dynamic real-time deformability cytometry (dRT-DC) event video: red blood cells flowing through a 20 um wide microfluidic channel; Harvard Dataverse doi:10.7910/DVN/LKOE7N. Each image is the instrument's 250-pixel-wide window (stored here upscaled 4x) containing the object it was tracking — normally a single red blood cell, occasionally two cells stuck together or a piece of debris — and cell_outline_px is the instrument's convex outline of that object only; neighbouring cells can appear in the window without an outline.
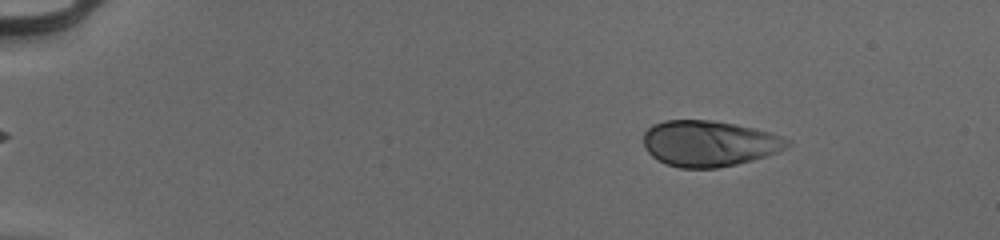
{"species": "human", "species_latin": "Homo sapiens", "temperature_condition": "cold", "stored_images_in_passage": 53, "camera_frame_rate_fps": 3000, "um_per_image_px": 0.085, "donor": {"sex": "male"}, "frame": {"image": 1, "passage_image": 8, "time_ms": 2.333, "image_size_px": [1000, 240], "cell_outline_px": [[792, 144], [776, 152], [752, 160], [736, 164], [716, 168], [680, 168], [656, 160], [644, 148], [644, 132], [652, 124], [664, 120], [712, 120], [736, 124], [772, 132], [792, 140]], "centroid_in_image_um": [60.27, 12.18], "position_along_channel_um": 24.7, "area_um2": 38.67}}
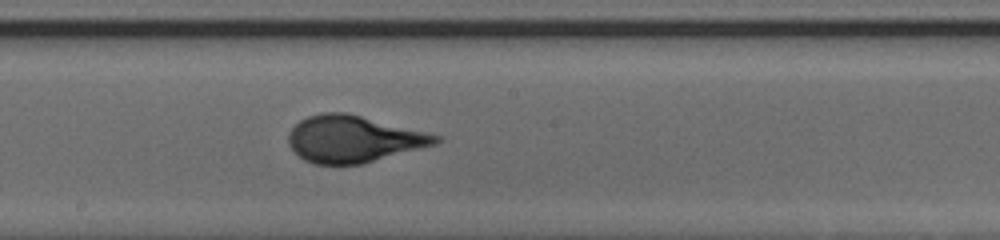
{"frame": {"image": 2, "passage_image": 31, "time_ms": 10.0, "image_size_px": [1000, 240], "cell_outline_px": [[440, 140], [436, 144], [360, 164], [316, 164], [304, 160], [288, 144], [288, 132], [300, 120], [308, 116], [320, 112], [348, 112], [440, 136]], "centroid_in_image_um": [29.99, 11.8], "position_along_channel_um": 218.2, "area_um2": 39.71}}
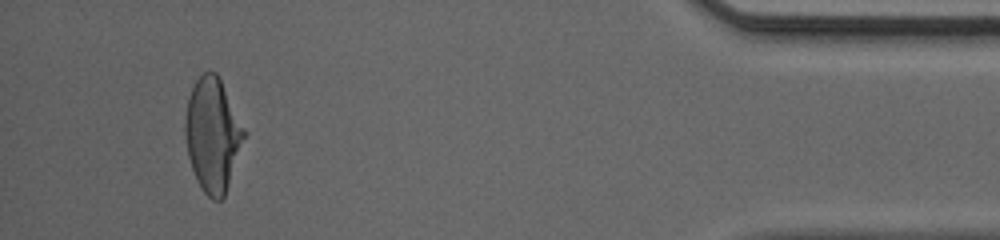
{"frame": {"image": 3, "passage_image": 50, "time_ms": 16.333, "image_size_px": [1000, 240], "cell_outline_px": [[248, 132], [224, 196], [220, 200], [212, 200], [200, 188], [196, 180], [188, 156], [184, 136], [184, 120], [188, 96], [196, 80], [204, 72], [216, 72]], "centroid_in_image_um": [18.08, 11.46], "position_along_channel_um": 417.1, "area_um2": 39.36}, "authors_computed_cell_mechanics": {"area_um2": 39.0728, "velocity_mm_per_s": 4.0086, "shape_relaxation_time_tau1_ms": 3.7545, "shape_relaxation_time_tau2_ms": null, "deformation_change_tau1": 0.1834, "deformation_change_tau2": null}}